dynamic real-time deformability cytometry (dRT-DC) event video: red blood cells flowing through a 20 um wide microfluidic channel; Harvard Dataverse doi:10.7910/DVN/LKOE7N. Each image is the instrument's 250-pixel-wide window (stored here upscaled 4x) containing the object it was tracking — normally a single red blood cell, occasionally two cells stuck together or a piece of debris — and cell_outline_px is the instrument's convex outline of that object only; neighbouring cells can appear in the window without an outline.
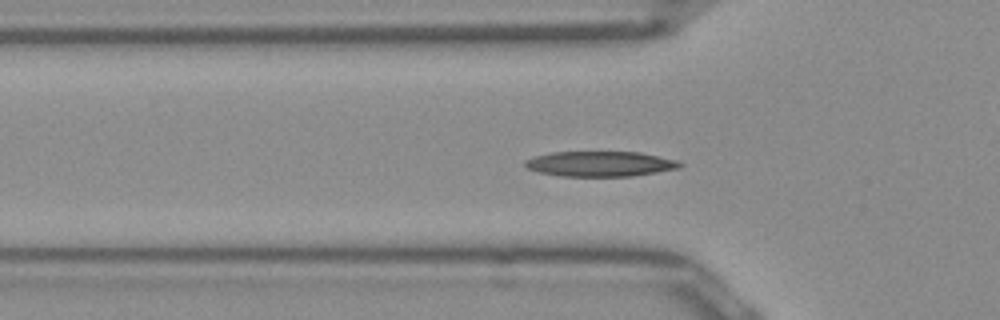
{"species": "Egyptian fruit bat (a non-hibernating species)", "species_latin": "Rousettus aegyptiacus", "temperature_condition": "room temperature", "stored_images_in_passage": 42, "camera_frame_rate_fps": 3000, "um_per_image_px": 0.085, "frame": {"image": 1, "passage_image": 6, "time_ms": 1.667, "image_size_px": [1000, 320], "cell_outline_px": [[684, 164], [680, 168], [632, 176], [560, 176], [540, 172], [528, 168], [524, 164], [524, 160], [548, 152], [640, 152], [676, 160]], "centroid_in_image_um": [51.02, 13.92], "position_along_channel_um": 74.8, "area_um2": 22.66}}
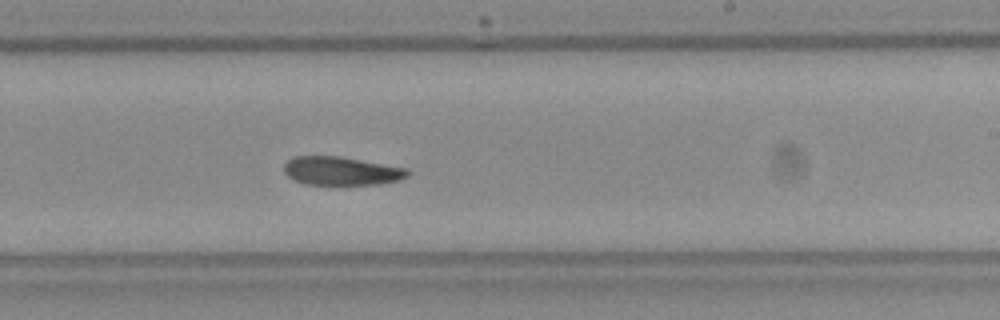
{"frame": {"image": 2, "passage_image": 20, "time_ms": 6.333, "image_size_px": [1000, 320], "cell_outline_px": [[408, 176], [400, 180], [380, 184], [304, 184], [288, 176], [284, 172], [284, 164], [292, 156], [340, 156], [408, 168]], "centroid_in_image_um": [29.02, 14.52], "position_along_channel_um": 260.0, "area_um2": 20.52}}
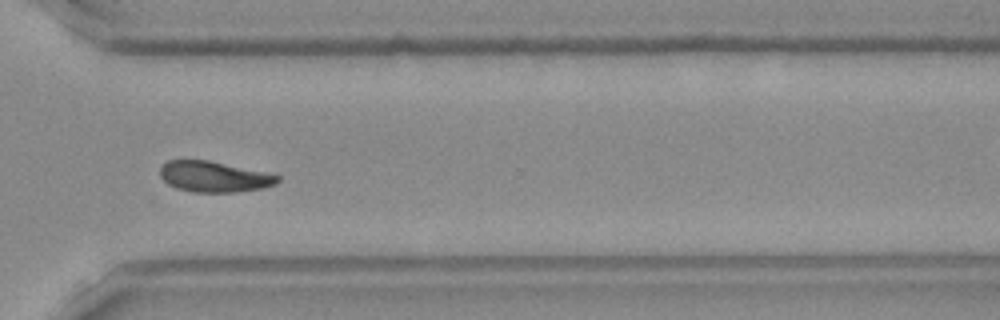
{"frame": {"image": 3, "passage_image": 27, "time_ms": 8.667, "image_size_px": [1000, 320], "cell_outline_px": [[280, 180], [276, 184], [264, 188], [236, 192], [192, 192], [176, 188], [168, 184], [160, 176], [160, 168], [168, 160], [208, 160], [264, 172], [280, 176]], "centroid_in_image_um": [18.19, 15.03], "position_along_channel_um": 352.4, "area_um2": 20.98}, "authors_computed_cell_mechanics": {"area_um2": 21.4727, "velocity_mm_per_s": 3.9523, "shape_relaxation_time_tau1_ms": 4.1431, "shape_relaxation_time_tau2_ms": 3.9833, "deformation_change_tau1": 0.1482, "deformation_change_tau2": 0.0996}}